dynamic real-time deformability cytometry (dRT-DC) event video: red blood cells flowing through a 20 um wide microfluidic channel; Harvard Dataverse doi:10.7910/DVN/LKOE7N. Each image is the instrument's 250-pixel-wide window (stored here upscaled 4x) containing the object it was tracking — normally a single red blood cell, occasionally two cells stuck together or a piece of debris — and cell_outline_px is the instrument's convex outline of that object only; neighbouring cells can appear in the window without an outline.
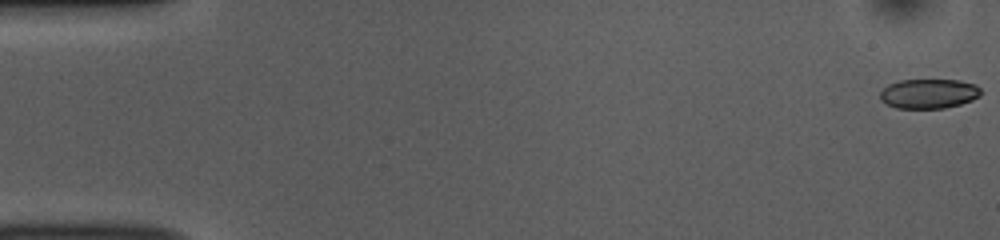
{"species": "common noctule bat (a hibernating species)", "species_latin": "Nyctalus noctula", "temperature_condition": "room temperature", "stored_images_in_passage": 53, "camera_frame_rate_fps": 3000, "um_per_image_px": 0.085, "animal": {"sex": "female", "body_mass_g": 10.0, "forearm_length_mm": 53.1}, "frame": {"image": 1, "passage_image": 1, "time_ms": 0.0, "image_size_px": [1000, 240], "cell_outline_px": [[980, 96], [972, 100], [960, 104], [944, 108], [896, 108], [880, 100], [880, 92], [888, 84], [900, 80], [960, 80], [976, 84], [980, 88]], "centroid_in_image_um": [78.95, 7.95], "position_along_channel_um": 6.0, "area_um2": 17.4}}
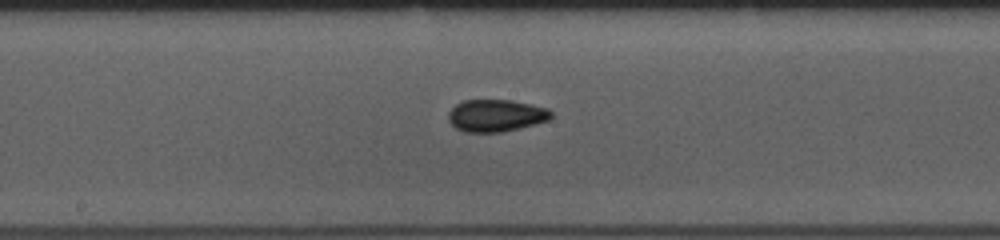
{"frame": {"image": 2, "passage_image": 28, "time_ms": 9.0, "image_size_px": [1000, 240], "cell_outline_px": [[552, 116], [548, 120], [536, 124], [520, 128], [500, 132], [464, 132], [456, 128], [448, 120], [448, 112], [456, 104], [464, 100], [512, 100], [532, 104], [548, 108], [552, 112]], "centroid_in_image_um": [42.16, 9.82], "position_along_channel_um": 206.0, "area_um2": 19.36}}
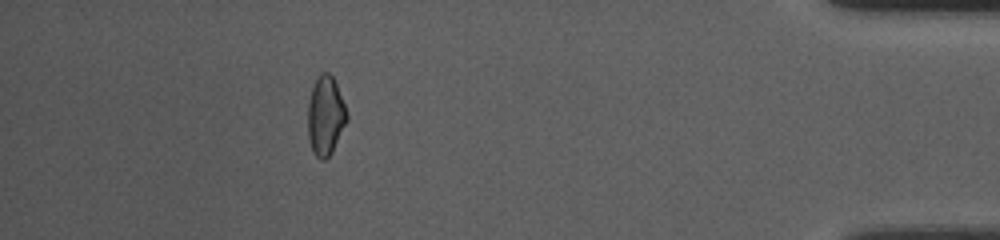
{"frame": {"image": 3, "passage_image": 48, "time_ms": 15.667, "image_size_px": [1000, 240], "cell_outline_px": [[348, 120], [332, 152], [324, 160], [320, 160], [316, 156], [312, 148], [308, 136], [308, 104], [312, 88], [320, 72], [328, 72], [332, 76], [336, 84], [344, 104], [348, 116]], "centroid_in_image_um": [27.67, 9.84], "position_along_channel_um": 407.5, "area_um2": 17.8}, "authors_computed_cell_mechanics": {"area_um2": 18.496, "velocity_mm_per_s": 3.8033, "shape_relaxation_time_tau1_ms": 10.1594, "shape_relaxation_time_tau2_ms": 2.7547, "deformation_change_tau1": 0.1702, "deformation_change_tau2": 0.057}}